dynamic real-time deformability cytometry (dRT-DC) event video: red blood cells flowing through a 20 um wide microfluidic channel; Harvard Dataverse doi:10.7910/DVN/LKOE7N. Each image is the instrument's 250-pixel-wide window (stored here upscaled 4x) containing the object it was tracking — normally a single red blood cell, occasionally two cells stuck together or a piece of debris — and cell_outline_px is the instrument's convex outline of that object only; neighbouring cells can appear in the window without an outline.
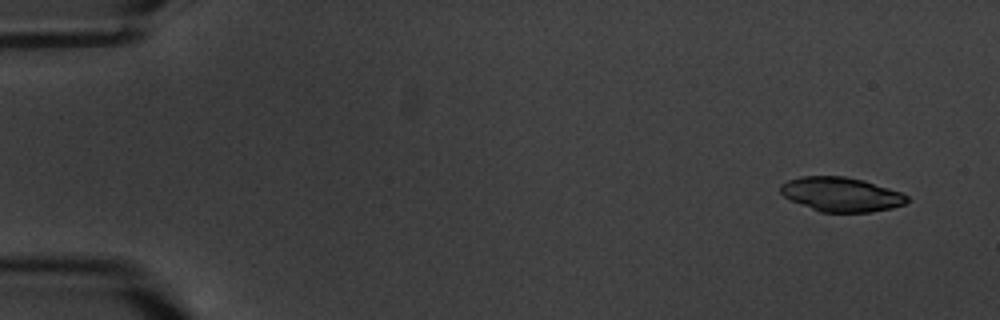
{"species": "common noctule bat (a hibernating species)", "species_latin": "Nyctalus noctula", "temperature_condition": "warm", "stored_images_in_passage": 5, "camera_frame_rate_fps": 3000, "um_per_image_px": 0.085, "animal": {"sex": "male", "body_mass_g": 20.1, "forearm_length_mm": 53.5}, "frame": {"image": 1, "passage_image": 1, "time_ms": 0.0, "image_size_px": [1000, 320], "cell_outline_px": [[908, 200], [904, 204], [892, 208], [872, 212], [820, 212], [792, 200], [784, 196], [780, 192], [780, 184], [788, 180], [800, 176], [844, 176], [864, 180], [900, 192], [908, 196]], "centroid_in_image_um": [71.49, 16.52], "position_along_channel_um": 13.5, "area_um2": 25.2}}
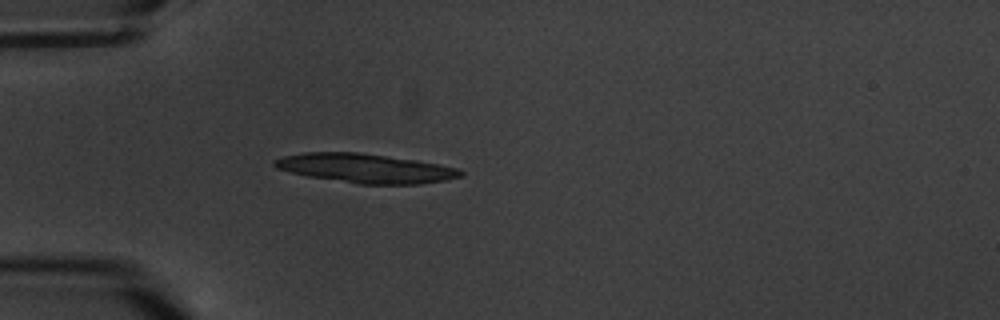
{"frame": {"image": 2, "passage_image": 5, "time_ms": 4.667, "image_size_px": [1000, 320], "cell_outline_px": [[464, 176], [444, 180], [420, 184], [360, 184], [308, 176], [276, 168], [272, 164], [272, 160], [284, 156], [304, 152], [356, 152], [416, 160], [440, 164], [456, 168], [464, 172]], "centroid_in_image_um": [31.06, 14.3], "position_along_channel_um": 53.9, "area_um2": 31.44}}